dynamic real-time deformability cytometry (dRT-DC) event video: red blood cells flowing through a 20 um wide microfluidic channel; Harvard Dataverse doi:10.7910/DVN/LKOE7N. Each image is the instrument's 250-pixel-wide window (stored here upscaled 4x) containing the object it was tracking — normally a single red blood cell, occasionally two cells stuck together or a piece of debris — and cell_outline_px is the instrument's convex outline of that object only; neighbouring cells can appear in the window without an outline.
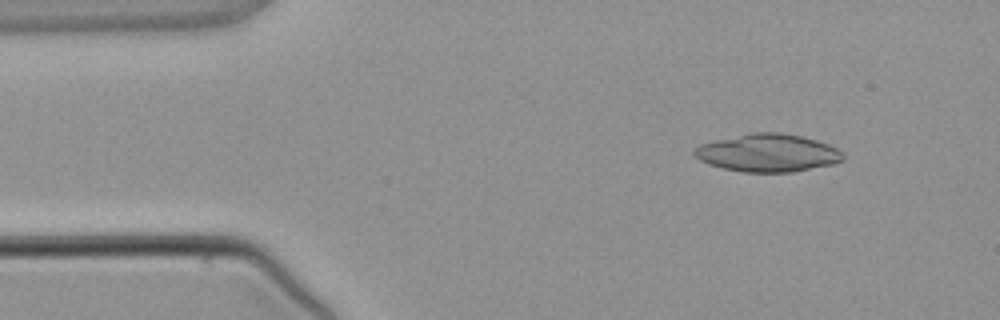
{"species": "common noctule bat (a hibernating species)", "species_latin": "Nyctalus noctula", "temperature_condition": "warm", "stored_images_in_passage": 3, "camera_frame_rate_fps": 3000, "um_per_image_px": 0.085, "animal": {"sex": "male", "body_mass_g": 21.5, "forearm_length_mm": 52.0}, "frame": {"image": 1, "passage_image": 1, "time_ms": 0.0, "image_size_px": [1000, 320], "cell_outline_px": [[844, 160], [832, 164], [792, 172], [744, 172], [724, 168], [708, 164], [700, 160], [692, 152], [700, 144], [716, 140], [752, 132], [780, 132], [800, 136], [816, 140], [828, 144], [844, 152]], "centroid_in_image_um": [65.28, 12.99], "position_along_channel_um": 19.7, "area_um2": 32.6}}